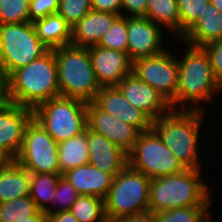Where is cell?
Returning a JSON list of instances; mask_svg holds the SVG:
<instances>
[{"label":"cell","mask_w":222,"mask_h":222,"mask_svg":"<svg viewBox=\"0 0 222 222\" xmlns=\"http://www.w3.org/2000/svg\"><path fill=\"white\" fill-rule=\"evenodd\" d=\"M203 48L210 58L214 76L222 86V38L206 44Z\"/></svg>","instance_id":"36"},{"label":"cell","mask_w":222,"mask_h":222,"mask_svg":"<svg viewBox=\"0 0 222 222\" xmlns=\"http://www.w3.org/2000/svg\"><path fill=\"white\" fill-rule=\"evenodd\" d=\"M186 45L188 49L185 56L182 60L177 59L178 87L175 98L169 104L171 109L177 107L176 109L202 110L198 104L213 101L212 96L215 92H220L222 86L214 76L206 50L203 47ZM187 101L198 106L192 105L190 108L186 105Z\"/></svg>","instance_id":"2"},{"label":"cell","mask_w":222,"mask_h":222,"mask_svg":"<svg viewBox=\"0 0 222 222\" xmlns=\"http://www.w3.org/2000/svg\"><path fill=\"white\" fill-rule=\"evenodd\" d=\"M99 222H125V217L113 216L105 213V215Z\"/></svg>","instance_id":"43"},{"label":"cell","mask_w":222,"mask_h":222,"mask_svg":"<svg viewBox=\"0 0 222 222\" xmlns=\"http://www.w3.org/2000/svg\"><path fill=\"white\" fill-rule=\"evenodd\" d=\"M58 143L34 119L26 126L22 148L14 159L30 173L59 174Z\"/></svg>","instance_id":"10"},{"label":"cell","mask_w":222,"mask_h":222,"mask_svg":"<svg viewBox=\"0 0 222 222\" xmlns=\"http://www.w3.org/2000/svg\"><path fill=\"white\" fill-rule=\"evenodd\" d=\"M91 10V0H59L57 13L73 27Z\"/></svg>","instance_id":"33"},{"label":"cell","mask_w":222,"mask_h":222,"mask_svg":"<svg viewBox=\"0 0 222 222\" xmlns=\"http://www.w3.org/2000/svg\"><path fill=\"white\" fill-rule=\"evenodd\" d=\"M101 110L135 127L140 133L152 129L153 120L131 105L116 87H101L94 101Z\"/></svg>","instance_id":"15"},{"label":"cell","mask_w":222,"mask_h":222,"mask_svg":"<svg viewBox=\"0 0 222 222\" xmlns=\"http://www.w3.org/2000/svg\"><path fill=\"white\" fill-rule=\"evenodd\" d=\"M56 194L54 197L53 205H60V208L54 210L51 207L46 211V213H55L60 211H69L73 203L80 196L75 187L62 175L59 178L58 184L56 186Z\"/></svg>","instance_id":"34"},{"label":"cell","mask_w":222,"mask_h":222,"mask_svg":"<svg viewBox=\"0 0 222 222\" xmlns=\"http://www.w3.org/2000/svg\"><path fill=\"white\" fill-rule=\"evenodd\" d=\"M59 174L89 161L87 128L84 132L58 144Z\"/></svg>","instance_id":"24"},{"label":"cell","mask_w":222,"mask_h":222,"mask_svg":"<svg viewBox=\"0 0 222 222\" xmlns=\"http://www.w3.org/2000/svg\"><path fill=\"white\" fill-rule=\"evenodd\" d=\"M210 2L222 13V0H210Z\"/></svg>","instance_id":"45"},{"label":"cell","mask_w":222,"mask_h":222,"mask_svg":"<svg viewBox=\"0 0 222 222\" xmlns=\"http://www.w3.org/2000/svg\"><path fill=\"white\" fill-rule=\"evenodd\" d=\"M87 128L101 134L129 154L137 141L139 131L101 110L94 102L87 103Z\"/></svg>","instance_id":"12"},{"label":"cell","mask_w":222,"mask_h":222,"mask_svg":"<svg viewBox=\"0 0 222 222\" xmlns=\"http://www.w3.org/2000/svg\"><path fill=\"white\" fill-rule=\"evenodd\" d=\"M30 0H0V24L29 21Z\"/></svg>","instance_id":"32"},{"label":"cell","mask_w":222,"mask_h":222,"mask_svg":"<svg viewBox=\"0 0 222 222\" xmlns=\"http://www.w3.org/2000/svg\"><path fill=\"white\" fill-rule=\"evenodd\" d=\"M88 49L100 87L117 86L123 78L132 73L133 62L127 53L101 46Z\"/></svg>","instance_id":"14"},{"label":"cell","mask_w":222,"mask_h":222,"mask_svg":"<svg viewBox=\"0 0 222 222\" xmlns=\"http://www.w3.org/2000/svg\"><path fill=\"white\" fill-rule=\"evenodd\" d=\"M39 211L30 195L12 199L0 204V222H18Z\"/></svg>","instance_id":"28"},{"label":"cell","mask_w":222,"mask_h":222,"mask_svg":"<svg viewBox=\"0 0 222 222\" xmlns=\"http://www.w3.org/2000/svg\"><path fill=\"white\" fill-rule=\"evenodd\" d=\"M89 161L99 170L115 177L128 164V154L105 136L87 128Z\"/></svg>","instance_id":"18"},{"label":"cell","mask_w":222,"mask_h":222,"mask_svg":"<svg viewBox=\"0 0 222 222\" xmlns=\"http://www.w3.org/2000/svg\"><path fill=\"white\" fill-rule=\"evenodd\" d=\"M10 103L8 78L0 71V111Z\"/></svg>","instance_id":"39"},{"label":"cell","mask_w":222,"mask_h":222,"mask_svg":"<svg viewBox=\"0 0 222 222\" xmlns=\"http://www.w3.org/2000/svg\"><path fill=\"white\" fill-rule=\"evenodd\" d=\"M47 214L48 222H78L70 210Z\"/></svg>","instance_id":"41"},{"label":"cell","mask_w":222,"mask_h":222,"mask_svg":"<svg viewBox=\"0 0 222 222\" xmlns=\"http://www.w3.org/2000/svg\"><path fill=\"white\" fill-rule=\"evenodd\" d=\"M158 26L146 17H127V54L132 62L165 51L161 45L162 30Z\"/></svg>","instance_id":"13"},{"label":"cell","mask_w":222,"mask_h":222,"mask_svg":"<svg viewBox=\"0 0 222 222\" xmlns=\"http://www.w3.org/2000/svg\"><path fill=\"white\" fill-rule=\"evenodd\" d=\"M125 222H156V213L150 210L134 213L126 216Z\"/></svg>","instance_id":"40"},{"label":"cell","mask_w":222,"mask_h":222,"mask_svg":"<svg viewBox=\"0 0 222 222\" xmlns=\"http://www.w3.org/2000/svg\"><path fill=\"white\" fill-rule=\"evenodd\" d=\"M203 110L170 109L153 120L152 129L186 169L200 170L198 141Z\"/></svg>","instance_id":"3"},{"label":"cell","mask_w":222,"mask_h":222,"mask_svg":"<svg viewBox=\"0 0 222 222\" xmlns=\"http://www.w3.org/2000/svg\"><path fill=\"white\" fill-rule=\"evenodd\" d=\"M13 159L0 148V167L8 165Z\"/></svg>","instance_id":"44"},{"label":"cell","mask_w":222,"mask_h":222,"mask_svg":"<svg viewBox=\"0 0 222 222\" xmlns=\"http://www.w3.org/2000/svg\"><path fill=\"white\" fill-rule=\"evenodd\" d=\"M62 176L75 187L79 195H93L103 200L107 197L114 178L90 163L68 170Z\"/></svg>","instance_id":"20"},{"label":"cell","mask_w":222,"mask_h":222,"mask_svg":"<svg viewBox=\"0 0 222 222\" xmlns=\"http://www.w3.org/2000/svg\"><path fill=\"white\" fill-rule=\"evenodd\" d=\"M60 176V174L31 173L30 197L40 211L46 212L49 209L48 203L53 204Z\"/></svg>","instance_id":"26"},{"label":"cell","mask_w":222,"mask_h":222,"mask_svg":"<svg viewBox=\"0 0 222 222\" xmlns=\"http://www.w3.org/2000/svg\"><path fill=\"white\" fill-rule=\"evenodd\" d=\"M92 10L97 12H110L120 16L121 13V0H91Z\"/></svg>","instance_id":"38"},{"label":"cell","mask_w":222,"mask_h":222,"mask_svg":"<svg viewBox=\"0 0 222 222\" xmlns=\"http://www.w3.org/2000/svg\"><path fill=\"white\" fill-rule=\"evenodd\" d=\"M210 214L208 213L201 222H215L214 220L209 219ZM218 222V221H216Z\"/></svg>","instance_id":"46"},{"label":"cell","mask_w":222,"mask_h":222,"mask_svg":"<svg viewBox=\"0 0 222 222\" xmlns=\"http://www.w3.org/2000/svg\"><path fill=\"white\" fill-rule=\"evenodd\" d=\"M116 87L131 105L142 110L152 120L158 119L171 109L166 99L134 73L123 78Z\"/></svg>","instance_id":"16"},{"label":"cell","mask_w":222,"mask_h":222,"mask_svg":"<svg viewBox=\"0 0 222 222\" xmlns=\"http://www.w3.org/2000/svg\"><path fill=\"white\" fill-rule=\"evenodd\" d=\"M210 0H177L181 21V38L201 18Z\"/></svg>","instance_id":"31"},{"label":"cell","mask_w":222,"mask_h":222,"mask_svg":"<svg viewBox=\"0 0 222 222\" xmlns=\"http://www.w3.org/2000/svg\"><path fill=\"white\" fill-rule=\"evenodd\" d=\"M59 9V0H30L29 22L43 19L48 15L55 14Z\"/></svg>","instance_id":"35"},{"label":"cell","mask_w":222,"mask_h":222,"mask_svg":"<svg viewBox=\"0 0 222 222\" xmlns=\"http://www.w3.org/2000/svg\"><path fill=\"white\" fill-rule=\"evenodd\" d=\"M31 173L15 160L0 167V204L30 195Z\"/></svg>","instance_id":"22"},{"label":"cell","mask_w":222,"mask_h":222,"mask_svg":"<svg viewBox=\"0 0 222 222\" xmlns=\"http://www.w3.org/2000/svg\"><path fill=\"white\" fill-rule=\"evenodd\" d=\"M33 119V110L10 103L0 111V148L13 160L19 154L26 126Z\"/></svg>","instance_id":"17"},{"label":"cell","mask_w":222,"mask_h":222,"mask_svg":"<svg viewBox=\"0 0 222 222\" xmlns=\"http://www.w3.org/2000/svg\"><path fill=\"white\" fill-rule=\"evenodd\" d=\"M48 50L39 40L33 23L0 24V71L7 78Z\"/></svg>","instance_id":"7"},{"label":"cell","mask_w":222,"mask_h":222,"mask_svg":"<svg viewBox=\"0 0 222 222\" xmlns=\"http://www.w3.org/2000/svg\"><path fill=\"white\" fill-rule=\"evenodd\" d=\"M147 0H121V12L126 10L130 13L127 17H145Z\"/></svg>","instance_id":"37"},{"label":"cell","mask_w":222,"mask_h":222,"mask_svg":"<svg viewBox=\"0 0 222 222\" xmlns=\"http://www.w3.org/2000/svg\"><path fill=\"white\" fill-rule=\"evenodd\" d=\"M209 206H187L156 213V222H201Z\"/></svg>","instance_id":"29"},{"label":"cell","mask_w":222,"mask_h":222,"mask_svg":"<svg viewBox=\"0 0 222 222\" xmlns=\"http://www.w3.org/2000/svg\"><path fill=\"white\" fill-rule=\"evenodd\" d=\"M120 15L91 10L72 27L71 43L74 46L90 48L98 46L101 38Z\"/></svg>","instance_id":"19"},{"label":"cell","mask_w":222,"mask_h":222,"mask_svg":"<svg viewBox=\"0 0 222 222\" xmlns=\"http://www.w3.org/2000/svg\"><path fill=\"white\" fill-rule=\"evenodd\" d=\"M201 172L185 169L177 174L150 179L149 210L158 213L172 208L210 206V189L202 182Z\"/></svg>","instance_id":"4"},{"label":"cell","mask_w":222,"mask_h":222,"mask_svg":"<svg viewBox=\"0 0 222 222\" xmlns=\"http://www.w3.org/2000/svg\"><path fill=\"white\" fill-rule=\"evenodd\" d=\"M146 18L174 31L178 40L181 39V21L177 0H147ZM172 29V30H171Z\"/></svg>","instance_id":"25"},{"label":"cell","mask_w":222,"mask_h":222,"mask_svg":"<svg viewBox=\"0 0 222 222\" xmlns=\"http://www.w3.org/2000/svg\"><path fill=\"white\" fill-rule=\"evenodd\" d=\"M132 73L149 84L169 103L178 87V61L168 50L133 62Z\"/></svg>","instance_id":"11"},{"label":"cell","mask_w":222,"mask_h":222,"mask_svg":"<svg viewBox=\"0 0 222 222\" xmlns=\"http://www.w3.org/2000/svg\"><path fill=\"white\" fill-rule=\"evenodd\" d=\"M222 38V13L210 2L205 12L183 35L186 44L203 47Z\"/></svg>","instance_id":"21"},{"label":"cell","mask_w":222,"mask_h":222,"mask_svg":"<svg viewBox=\"0 0 222 222\" xmlns=\"http://www.w3.org/2000/svg\"><path fill=\"white\" fill-rule=\"evenodd\" d=\"M18 222H48V214L45 211H39L36 215Z\"/></svg>","instance_id":"42"},{"label":"cell","mask_w":222,"mask_h":222,"mask_svg":"<svg viewBox=\"0 0 222 222\" xmlns=\"http://www.w3.org/2000/svg\"><path fill=\"white\" fill-rule=\"evenodd\" d=\"M98 46L114 49L127 53V17L119 16L112 24L110 29L105 32Z\"/></svg>","instance_id":"30"},{"label":"cell","mask_w":222,"mask_h":222,"mask_svg":"<svg viewBox=\"0 0 222 222\" xmlns=\"http://www.w3.org/2000/svg\"><path fill=\"white\" fill-rule=\"evenodd\" d=\"M39 40L49 49L69 45L72 27L58 13L33 22Z\"/></svg>","instance_id":"23"},{"label":"cell","mask_w":222,"mask_h":222,"mask_svg":"<svg viewBox=\"0 0 222 222\" xmlns=\"http://www.w3.org/2000/svg\"><path fill=\"white\" fill-rule=\"evenodd\" d=\"M150 178L129 164L113 178L104 199L105 213L126 217L149 210Z\"/></svg>","instance_id":"8"},{"label":"cell","mask_w":222,"mask_h":222,"mask_svg":"<svg viewBox=\"0 0 222 222\" xmlns=\"http://www.w3.org/2000/svg\"><path fill=\"white\" fill-rule=\"evenodd\" d=\"M60 96L93 102L101 89L88 48L72 44L54 48Z\"/></svg>","instance_id":"5"},{"label":"cell","mask_w":222,"mask_h":222,"mask_svg":"<svg viewBox=\"0 0 222 222\" xmlns=\"http://www.w3.org/2000/svg\"><path fill=\"white\" fill-rule=\"evenodd\" d=\"M128 164L150 179L186 169L153 129L139 133L133 150L128 154Z\"/></svg>","instance_id":"9"},{"label":"cell","mask_w":222,"mask_h":222,"mask_svg":"<svg viewBox=\"0 0 222 222\" xmlns=\"http://www.w3.org/2000/svg\"><path fill=\"white\" fill-rule=\"evenodd\" d=\"M33 119L59 144L86 130L87 102L54 97L33 110Z\"/></svg>","instance_id":"6"},{"label":"cell","mask_w":222,"mask_h":222,"mask_svg":"<svg viewBox=\"0 0 222 222\" xmlns=\"http://www.w3.org/2000/svg\"><path fill=\"white\" fill-rule=\"evenodd\" d=\"M11 103L34 110L40 104L60 96L54 49L15 70L8 77Z\"/></svg>","instance_id":"1"},{"label":"cell","mask_w":222,"mask_h":222,"mask_svg":"<svg viewBox=\"0 0 222 222\" xmlns=\"http://www.w3.org/2000/svg\"><path fill=\"white\" fill-rule=\"evenodd\" d=\"M70 211L78 222H99L105 215L104 200L93 195H80Z\"/></svg>","instance_id":"27"}]
</instances>
